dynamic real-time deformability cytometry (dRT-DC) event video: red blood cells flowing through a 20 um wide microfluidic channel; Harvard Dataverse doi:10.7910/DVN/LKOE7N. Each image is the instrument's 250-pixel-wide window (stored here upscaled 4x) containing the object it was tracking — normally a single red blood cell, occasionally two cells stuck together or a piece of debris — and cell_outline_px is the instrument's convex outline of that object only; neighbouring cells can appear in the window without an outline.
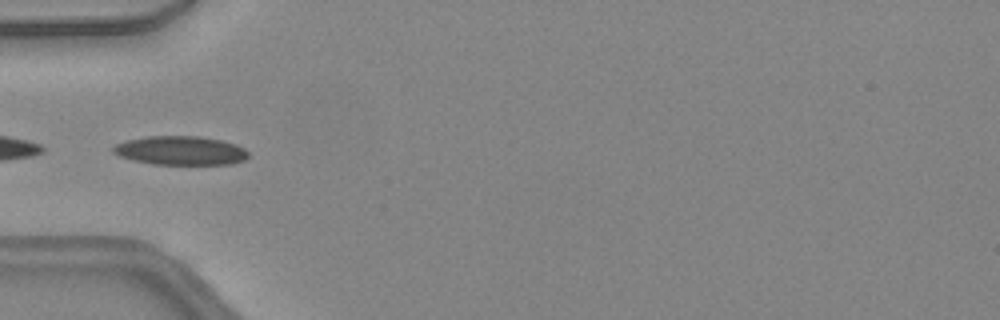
{"species": "common noctule bat (a hibernating species)", "species_latin": "Nyctalus noctula", "temperature_condition": "warm", "stored_images_in_passage": 47, "camera_frame_rate_fps": 3000, "um_per_image_px": 0.085, "animal": {"sex": "female", "body_mass_g": 24.6, "forearm_length_mm": 56.2}, "frame": {"image": 1, "passage_image": 16, "time_ms": 5.0, "image_size_px": [1000, 320], "cell_outline_px": [[248, 156], [244, 160], [228, 164], [152, 164], [132, 160], [120, 156], [112, 152], [112, 148], [116, 144], [128, 140], [148, 136], [200, 136], [220, 140], [236, 144], [244, 148], [248, 152]], "centroid_in_image_um": [15.34, 12.79], "position_along_channel_um": 69.7, "area_um2": 22.66}}
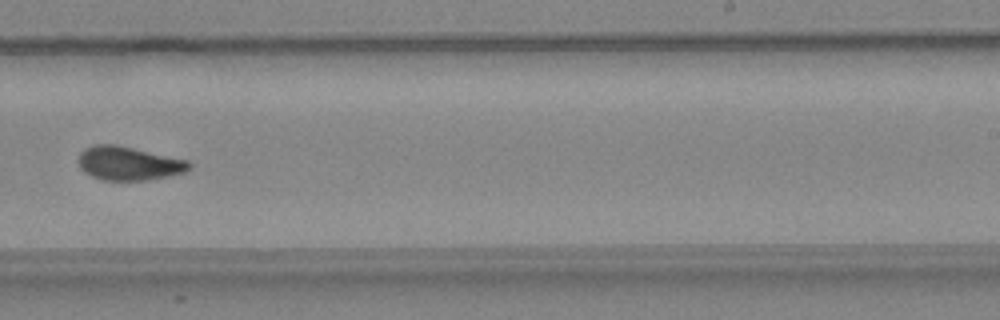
{"frame": {"image": 2, "passage_image": 30, "time_ms": 9.667, "image_size_px": [1000, 320], "cell_outline_px": [[192, 168], [184, 172], [168, 176], [148, 180], [104, 180], [92, 176], [84, 172], [80, 168], [80, 152], [84, 148], [92, 144], [116, 144], [188, 160], [192, 164]], "centroid_in_image_um": [10.95, 13.88], "position_along_channel_um": 278.0, "area_um2": 21.79}}
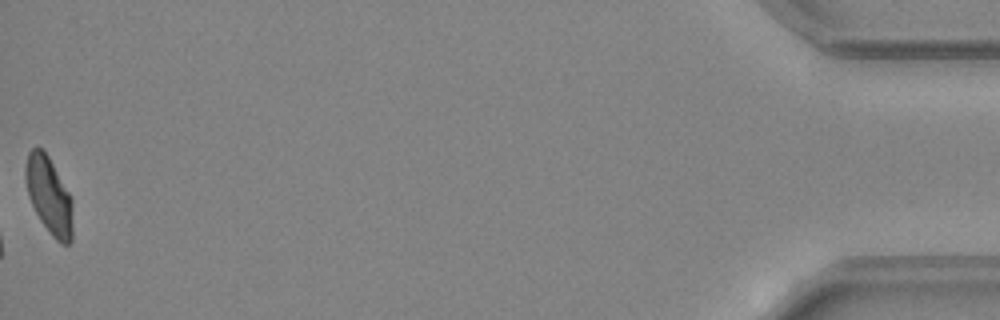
{"frame": {"image": 3, "passage_image": 47, "time_ms": 15.333, "image_size_px": [1000, 320], "cell_outline_px": [[72, 240], [68, 244], [60, 244], [52, 236], [40, 220], [28, 196], [24, 176], [24, 168], [28, 152], [32, 148], [40, 148], [48, 156], [68, 192], [72, 200]], "centroid_in_image_um": [4.15, 16.63], "position_along_channel_um": 431.1, "area_um2": 21.04}, "authors_computed_cell_mechanics": {"area_um2": 22.1952, "velocity_mm_per_s": 4.4751, "shape_relaxation_time_tau1_ms": 6.1388, "shape_relaxation_time_tau2_ms": 1.5252, "deformation_change_tau1": 0.1714, "deformation_change_tau2": 0.067}}